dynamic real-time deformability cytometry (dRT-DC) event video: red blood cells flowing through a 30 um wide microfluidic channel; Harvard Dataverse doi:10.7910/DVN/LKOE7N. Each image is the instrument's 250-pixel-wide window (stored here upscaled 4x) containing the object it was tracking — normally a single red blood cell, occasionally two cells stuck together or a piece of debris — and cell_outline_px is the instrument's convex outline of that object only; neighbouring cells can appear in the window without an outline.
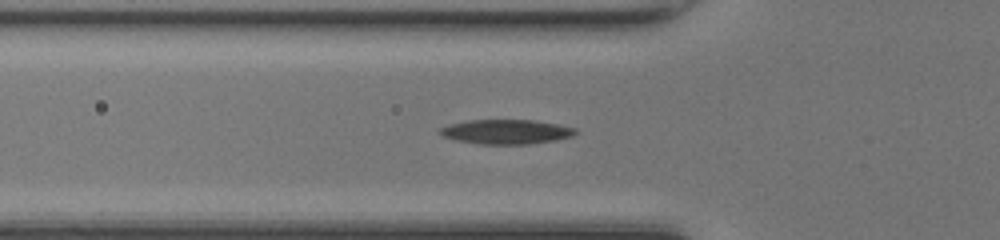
{"species": "common noctule bat (a hibernating species)", "species_latin": "Nyctalus noctula", "temperature_condition": "room temperature", "stored_images_in_passage": 16, "camera_frame_rate_fps": 3000, "um_per_image_px": 0.085, "animal": {"sex": "female", "body_mass_g": 17.0, "forearm_length_mm": 48.0}, "frame": {"image": 1, "passage_image": 2, "time_ms": 0.333, "image_size_px": [1000, 240], "cell_outline_px": [[576, 132], [572, 136], [556, 140], [528, 144], [480, 144], [456, 140], [440, 136], [436, 132], [440, 128], [448, 124], [472, 120], [532, 120], [556, 124], [576, 128]], "centroid_in_image_um": [42.96, 11.2], "position_along_channel_um": 82.8, "area_um2": 19.36}}
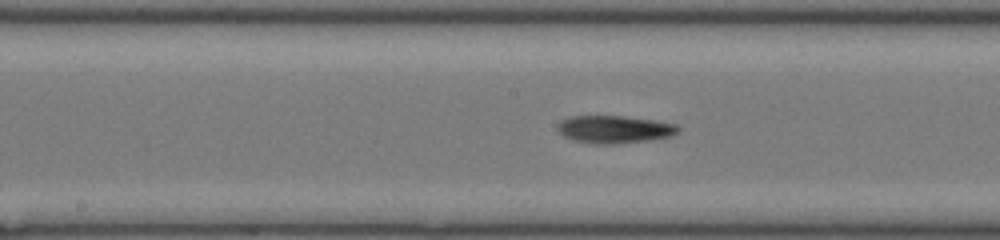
{"frame": {"image": 2, "passage_image": 10, "time_ms": 3.0, "image_size_px": [1000, 240], "cell_outline_px": [[680, 128], [672, 136], [648, 140], [616, 144], [596, 144], [572, 140], [564, 136], [556, 128], [564, 120], [572, 116], [620, 116], [652, 120], [676, 124]], "centroid_in_image_um": [52.23, 11.0], "position_along_channel_um": 196.0, "area_um2": 19.13}}
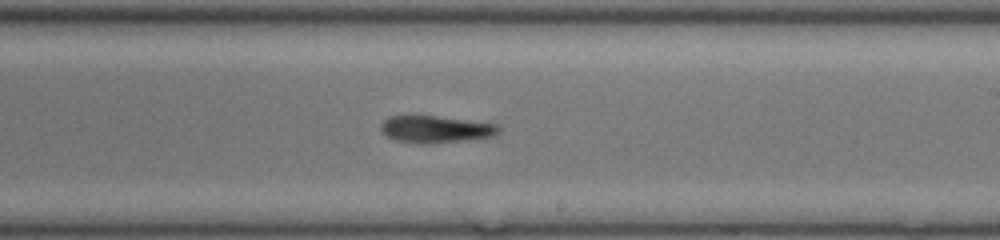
{"frame": {"image": 3, "passage_image": 14, "time_ms": 4.333, "image_size_px": [1000, 240], "cell_outline_px": [[500, 132], [492, 136], [464, 140], [428, 144], [416, 144], [396, 140], [388, 136], [380, 128], [380, 124], [384, 120], [392, 116], [416, 112], [496, 124], [500, 128]], "centroid_in_image_um": [36.97, 10.94], "position_along_channel_um": 252.0, "area_um2": 19.25}}